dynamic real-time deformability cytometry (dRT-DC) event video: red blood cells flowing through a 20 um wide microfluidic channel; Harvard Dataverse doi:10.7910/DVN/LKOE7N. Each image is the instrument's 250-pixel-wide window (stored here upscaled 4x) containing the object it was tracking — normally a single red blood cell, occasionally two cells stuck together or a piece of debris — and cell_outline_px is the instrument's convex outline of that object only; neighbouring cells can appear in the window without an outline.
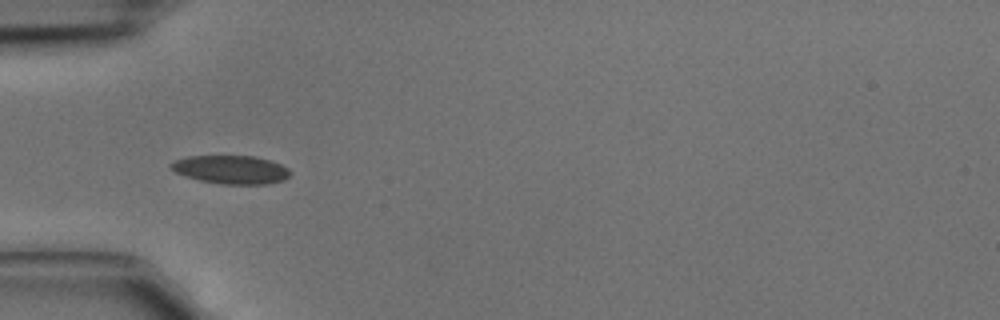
{"species": "common noctule bat (a hibernating species)", "species_latin": "Nyctalus noctula", "temperature_condition": "cold", "stored_images_in_passage": 4, "camera_frame_rate_fps": 3000, "um_per_image_px": 0.085, "animal": {"sex": "male", "body_mass_g": 15.6}, "frame": {"image": 1, "passage_image": 4, "time_ms": 1.0, "image_size_px": [1000, 320], "cell_outline_px": [[292, 172], [284, 180], [268, 184], [220, 184], [200, 180], [176, 172], [168, 164], [176, 160], [188, 156], [256, 156], [280, 164], [288, 168]], "centroid_in_image_um": [19.67, 14.42], "position_along_channel_um": 65.3, "area_um2": 19.59}}